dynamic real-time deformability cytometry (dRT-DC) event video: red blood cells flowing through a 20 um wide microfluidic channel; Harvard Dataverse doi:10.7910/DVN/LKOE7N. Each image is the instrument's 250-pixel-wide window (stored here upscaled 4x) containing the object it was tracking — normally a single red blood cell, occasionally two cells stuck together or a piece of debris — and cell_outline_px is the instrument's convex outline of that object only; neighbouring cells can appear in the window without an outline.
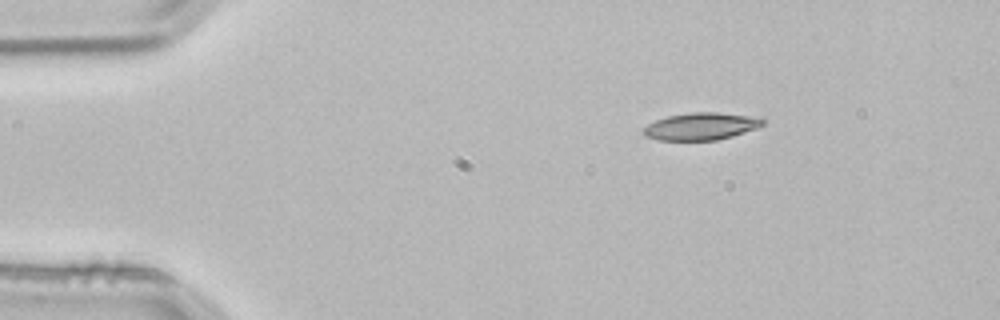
{"species": "common noctule bat (a hibernating species)", "species_latin": "Nyctalus noctula", "temperature_condition": "room temperature", "stored_images_in_passage": 2, "camera_frame_rate_fps": 3000, "um_per_image_px": 0.085, "animal": {"sex": "male", "body_mass_g": 21.5, "forearm_length_mm": 52.0}, "frame": {"image": 1, "passage_image": 1, "time_ms": 0.0, "image_size_px": [1000, 320], "cell_outline_px": [[768, 120], [764, 124], [756, 128], [732, 136], [716, 140], [656, 140], [644, 136], [640, 132], [648, 124], [656, 120], [668, 116], [692, 112], [716, 112], [764, 116]], "centroid_in_image_um": [59.65, 10.72], "position_along_channel_um": 25.4, "area_um2": 19.36}}